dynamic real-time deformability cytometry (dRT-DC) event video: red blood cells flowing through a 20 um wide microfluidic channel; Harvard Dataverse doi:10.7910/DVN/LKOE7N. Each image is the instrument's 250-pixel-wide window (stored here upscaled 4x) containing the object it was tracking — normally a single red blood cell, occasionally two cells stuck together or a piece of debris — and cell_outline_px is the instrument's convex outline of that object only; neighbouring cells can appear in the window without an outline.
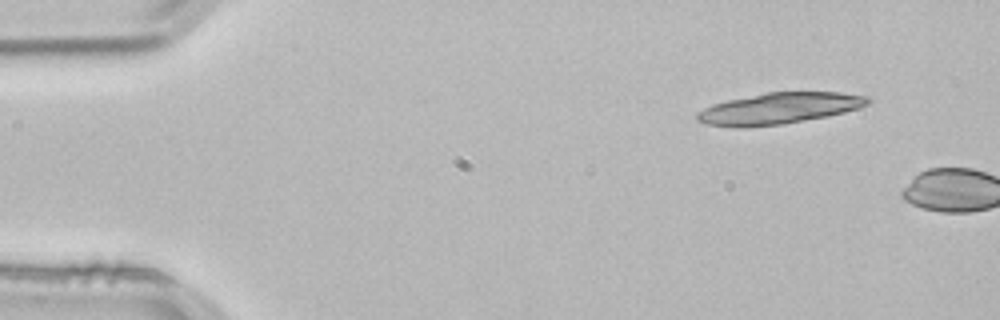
{"species": "common noctule bat (a hibernating species)", "species_latin": "Nyctalus noctula", "temperature_condition": "room temperature", "stored_images_in_passage": 4, "camera_frame_rate_fps": 3000, "um_per_image_px": 0.085, "animal": {"sex": "male", "body_mass_g": 21.5, "forearm_length_mm": 52.0}, "frame": {"image": 1, "passage_image": 1, "time_ms": 0.0, "image_size_px": [1000, 320], "cell_outline_px": [[872, 100], [868, 104], [844, 112], [828, 116], [780, 124], [744, 128], [704, 124], [696, 120], [696, 112], [712, 104], [728, 100], [768, 92], [840, 92], [868, 96]], "centroid_in_image_um": [66.19, 9.21], "position_along_channel_um": 18.8, "area_um2": 30.98}}